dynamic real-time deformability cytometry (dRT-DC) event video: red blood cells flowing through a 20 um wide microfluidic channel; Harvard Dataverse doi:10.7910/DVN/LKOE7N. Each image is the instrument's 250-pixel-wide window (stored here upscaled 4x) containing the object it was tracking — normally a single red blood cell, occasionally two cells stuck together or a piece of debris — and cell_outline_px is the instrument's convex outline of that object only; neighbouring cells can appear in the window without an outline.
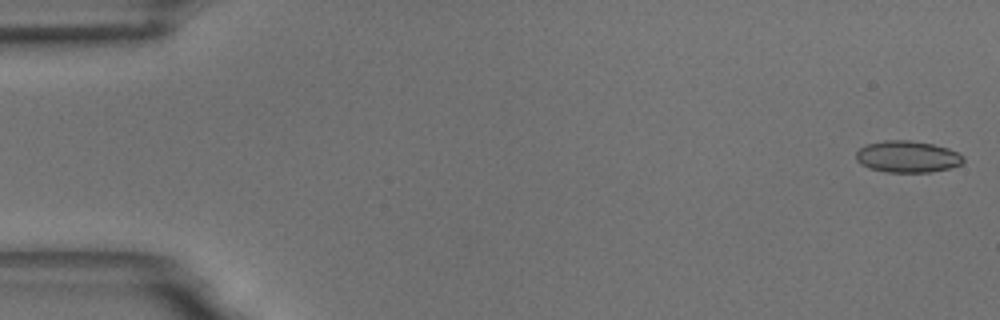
{"species": "common noctule bat (a hibernating species)", "species_latin": "Nyctalus noctula", "temperature_condition": "room temperature", "stored_images_in_passage": 16, "camera_frame_rate_fps": 3000, "um_per_image_px": 0.085, "animal": {"sex": "male", "body_mass_g": 18.8}, "frame": {"image": 1, "passage_image": 1, "time_ms": 0.0, "image_size_px": [1000, 320], "cell_outline_px": [[964, 160], [960, 164], [948, 168], [932, 172], [888, 172], [868, 168], [860, 164], [856, 160], [856, 152], [860, 148], [868, 144], [884, 140], [908, 140], [932, 144], [948, 148], [964, 156]], "centroid_in_image_um": [77.11, 13.32], "position_along_channel_um": 7.9, "area_um2": 19.71}}
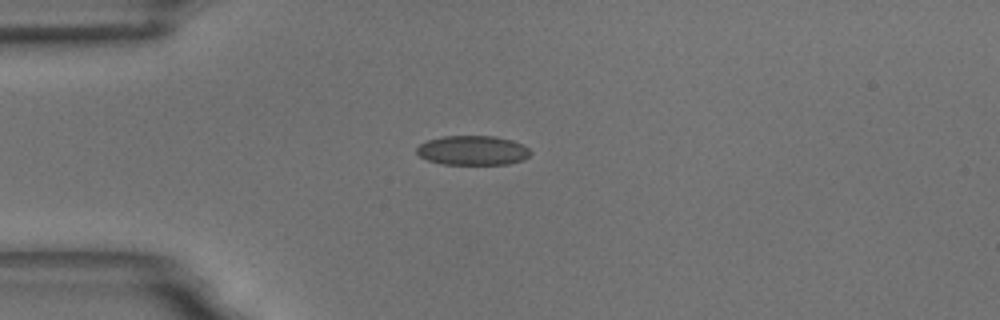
{"frame": {"image": 2, "passage_image": 14, "time_ms": 4.333, "image_size_px": [1000, 320], "cell_outline_px": [[532, 152], [524, 160], [508, 164], [444, 164], [428, 160], [420, 156], [416, 152], [416, 148], [420, 144], [428, 140], [444, 136], [496, 136], [512, 140], [528, 148]], "centroid_in_image_um": [40.19, 12.78], "position_along_channel_um": 44.8, "area_um2": 19.48}}